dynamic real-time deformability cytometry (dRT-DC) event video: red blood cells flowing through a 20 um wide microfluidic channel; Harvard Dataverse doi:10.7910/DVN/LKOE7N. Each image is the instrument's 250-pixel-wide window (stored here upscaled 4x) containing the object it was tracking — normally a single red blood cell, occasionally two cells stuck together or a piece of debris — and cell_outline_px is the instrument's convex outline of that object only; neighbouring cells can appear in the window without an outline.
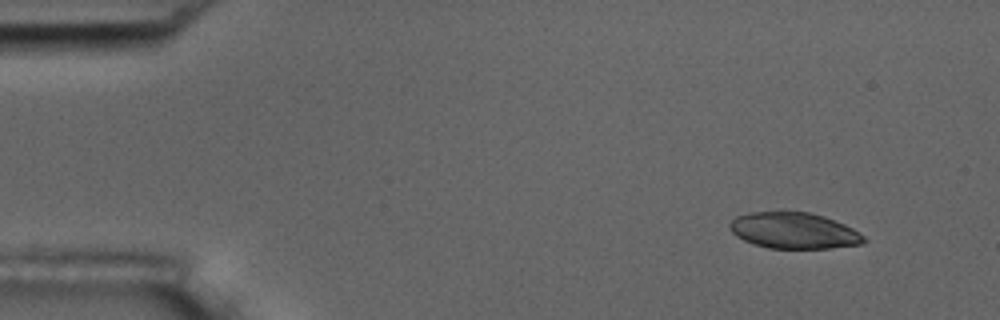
{"species": "common noctule bat (a hibernating species)", "species_latin": "Nyctalus noctula", "temperature_condition": "room temperature", "stored_images_in_passage": 3, "camera_frame_rate_fps": 3000, "um_per_image_px": 0.085, "animal": {"sex": "male", "body_mass_g": 17.5, "forearm_length_mm": 52.3}, "frame": {"image": 1, "passage_image": 1, "time_ms": 0.0, "image_size_px": [1000, 320], "cell_outline_px": [[868, 240], [864, 244], [828, 248], [768, 248], [752, 244], [736, 236], [732, 232], [728, 224], [736, 216], [752, 212], [780, 208], [808, 212], [824, 216], [844, 224], [860, 232]], "centroid_in_image_um": [67.46, 19.56], "position_along_channel_um": 17.5, "area_um2": 29.07}}
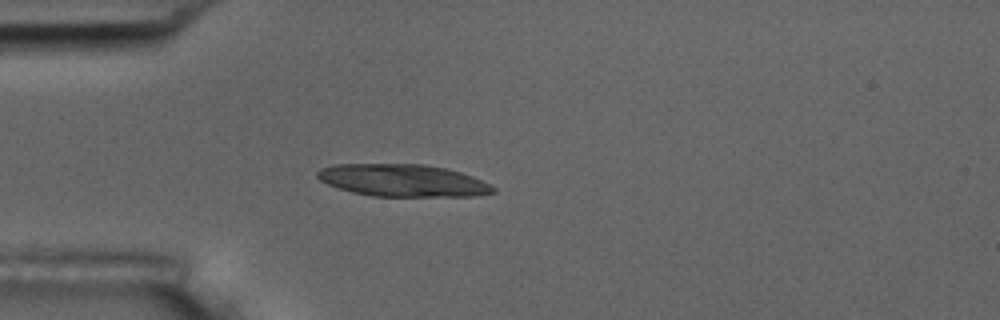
{"frame": {"image": 2, "passage_image": 3, "time_ms": 3.333, "image_size_px": [1000, 320], "cell_outline_px": [[496, 192], [480, 196], [372, 196], [352, 192], [328, 184], [320, 180], [316, 176], [316, 172], [320, 168], [336, 164], [424, 164], [444, 168], [460, 172], [472, 176], [496, 188]], "centroid_in_image_um": [34.23, 15.34], "position_along_channel_um": 50.8, "area_um2": 33.0}}